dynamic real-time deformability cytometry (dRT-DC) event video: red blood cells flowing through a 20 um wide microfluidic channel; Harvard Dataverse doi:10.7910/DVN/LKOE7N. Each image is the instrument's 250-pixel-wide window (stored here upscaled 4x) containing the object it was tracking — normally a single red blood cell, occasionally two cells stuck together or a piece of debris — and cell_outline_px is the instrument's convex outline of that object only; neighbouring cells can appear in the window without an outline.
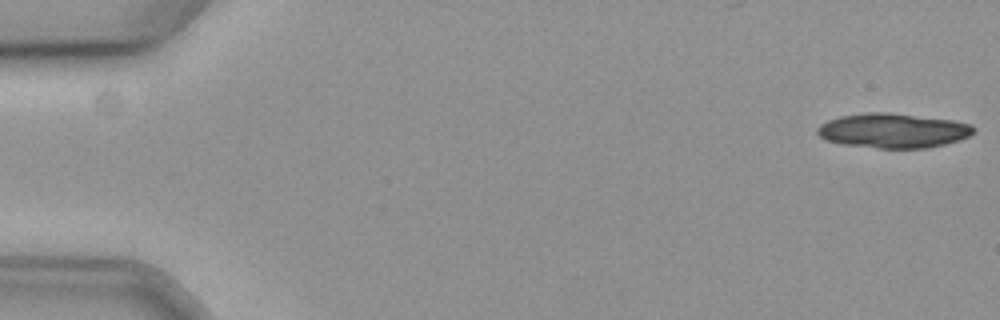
{"species": "common noctule bat (a hibernating species)", "species_latin": "Nyctalus noctula", "temperature_condition": "cold", "stored_images_in_passage": 17, "camera_frame_rate_fps": 3000, "um_per_image_px": 0.085, "animal": {"sex": "female", "body_mass_g": 19.3, "forearm_length_mm": 54.1}, "frame": {"image": 1, "passage_image": 1, "time_ms": 0.0, "image_size_px": [1000, 320], "cell_outline_px": [[976, 128], [968, 136], [944, 144], [924, 148], [876, 148], [840, 144], [824, 140], [816, 132], [816, 128], [820, 124], [828, 120], [840, 116], [868, 112], [888, 112], [952, 120], [972, 124]], "centroid_in_image_um": [75.85, 11.1], "position_along_channel_um": 9.1, "area_um2": 31.5}}